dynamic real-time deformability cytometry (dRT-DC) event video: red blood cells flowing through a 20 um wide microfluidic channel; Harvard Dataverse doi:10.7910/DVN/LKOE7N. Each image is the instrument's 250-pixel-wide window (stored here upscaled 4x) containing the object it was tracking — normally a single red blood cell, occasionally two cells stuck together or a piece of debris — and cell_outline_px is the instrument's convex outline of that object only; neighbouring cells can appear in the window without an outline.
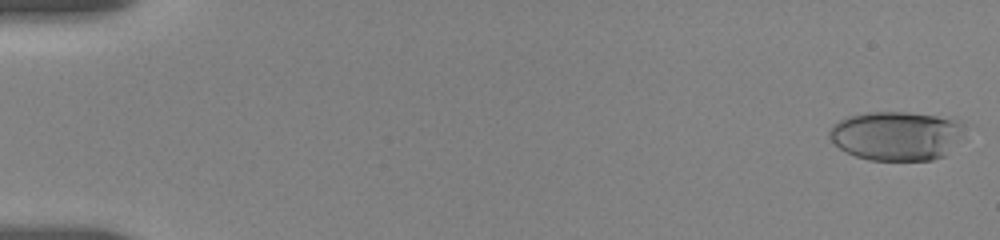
{"species": "human", "species_latin": "Homo sapiens", "temperature_condition": "room temperature", "stored_images_in_passage": 43, "camera_frame_rate_fps": 3000, "um_per_image_px": 0.085, "donor": {"sex": "female"}, "frame": {"image": 1, "passage_image": 1, "time_ms": 0.0, "image_size_px": [1000, 240], "cell_outline_px": [[964, 120], [944, 156], [932, 160], [868, 160], [856, 156], [840, 148], [828, 136], [828, 132], [832, 124], [848, 116], [868, 112], [908, 112], [956, 116]], "centroid_in_image_um": [76.14, 11.5], "position_along_channel_um": 8.9, "area_um2": 38.44}}
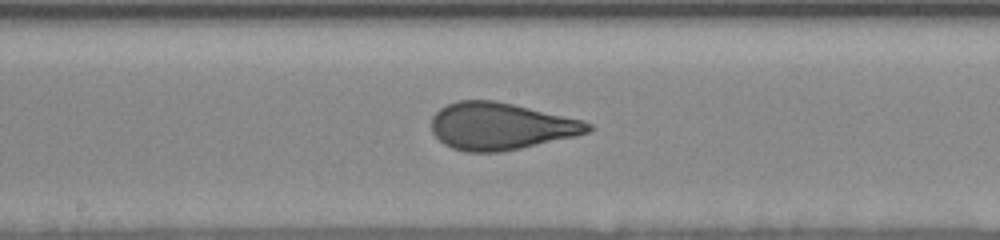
{"frame": {"image": 2, "passage_image": 20, "time_ms": 9.667, "image_size_px": [1000, 240], "cell_outline_px": [[592, 128], [588, 132], [576, 136], [520, 148], [500, 152], [468, 152], [452, 148], [444, 144], [432, 132], [432, 116], [440, 108], [456, 100], [496, 100], [584, 120], [592, 124]], "centroid_in_image_um": [42.56, 10.72], "position_along_channel_um": 205.6, "area_um2": 43.0}}
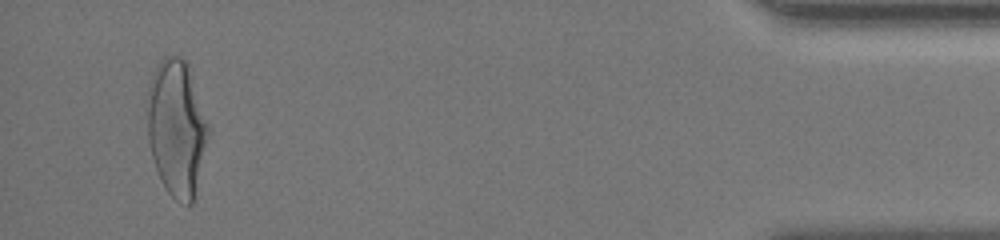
{"frame": {"image": 3, "passage_image": 40, "time_ms": 17.333, "image_size_px": [1000, 240], "cell_outline_px": [[212, 128], [192, 204], [188, 204], [176, 200], [168, 192], [156, 168], [152, 156], [148, 140], [148, 84], [152, 72], [156, 64], [164, 56], [180, 56], [188, 64]], "centroid_in_image_um": [15.05, 10.81], "position_along_channel_um": 420.1, "area_um2": 49.01}, "authors_computed_cell_mechanics": {"area_um2": 43.0032, "velocity_mm_per_s": 3.6578, "shape_relaxation_time_tau1_ms": 5.0285, "shape_relaxation_time_tau2_ms": null, "deformation_change_tau1": 0.2063, "deformation_change_tau2": null}}